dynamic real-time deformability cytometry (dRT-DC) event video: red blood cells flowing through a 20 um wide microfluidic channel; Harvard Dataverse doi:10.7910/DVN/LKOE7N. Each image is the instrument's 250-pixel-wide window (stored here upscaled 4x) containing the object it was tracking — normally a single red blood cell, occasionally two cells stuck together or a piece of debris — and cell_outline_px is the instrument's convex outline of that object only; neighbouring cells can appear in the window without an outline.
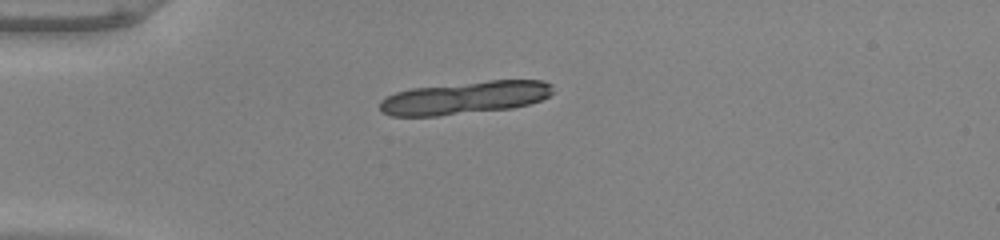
{"species": "common noctule bat (a hibernating species)", "species_latin": "Nyctalus noctula", "temperature_condition": "warm", "stored_images_in_passage": 6, "camera_frame_rate_fps": 3000, "um_per_image_px": 0.085, "animal": {"sex": "male", "body_mass_g": 20.0, "forearm_length_mm": 53.3}, "frame": {"image": 1, "passage_image": 1, "time_ms": 0.0, "image_size_px": [1000, 240], "cell_outline_px": [[552, 92], [548, 96], [540, 100], [528, 104], [512, 108], [436, 116], [392, 116], [380, 112], [380, 100], [396, 92], [412, 88], [492, 80], [544, 80], [552, 84]], "centroid_in_image_um": [39.51, 8.31], "position_along_channel_um": 45.5, "area_um2": 32.89}}